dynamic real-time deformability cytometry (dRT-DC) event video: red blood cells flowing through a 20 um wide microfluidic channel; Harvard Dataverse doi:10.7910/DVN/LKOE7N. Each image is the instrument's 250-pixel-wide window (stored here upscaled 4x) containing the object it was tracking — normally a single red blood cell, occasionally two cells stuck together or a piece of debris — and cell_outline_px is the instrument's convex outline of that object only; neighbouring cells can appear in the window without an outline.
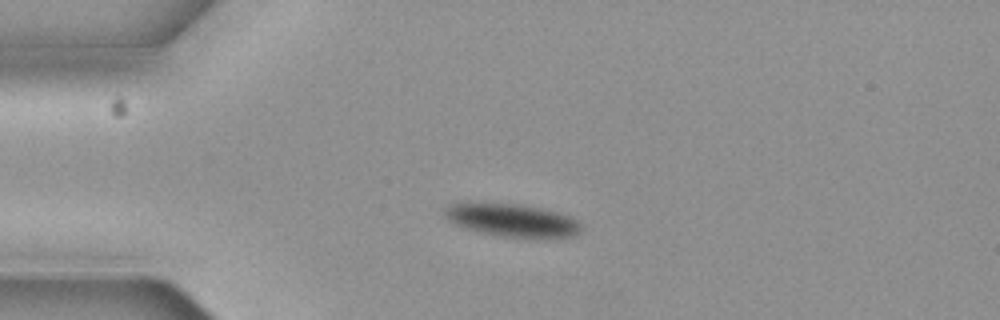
{"species": "common noctule bat (a hibernating species)", "species_latin": "Nyctalus noctula", "temperature_condition": "cold", "stored_images_in_passage": 3, "camera_frame_rate_fps": 3000, "um_per_image_px": 0.085, "animal": {"sex": "female", "body_mass_g": 19.3, "forearm_length_mm": 54.1}, "frame": {"image": 1, "passage_image": 3, "time_ms": 0.667, "image_size_px": [1000, 320], "cell_outline_px": [[584, 228], [576, 236], [548, 240], [500, 236], [476, 232], [452, 224], [444, 216], [444, 208], [448, 204], [516, 204], [556, 212], [568, 216], [576, 220]], "centroid_in_image_um": [43.57, 18.79], "position_along_channel_um": 41.4, "area_um2": 26.53}}